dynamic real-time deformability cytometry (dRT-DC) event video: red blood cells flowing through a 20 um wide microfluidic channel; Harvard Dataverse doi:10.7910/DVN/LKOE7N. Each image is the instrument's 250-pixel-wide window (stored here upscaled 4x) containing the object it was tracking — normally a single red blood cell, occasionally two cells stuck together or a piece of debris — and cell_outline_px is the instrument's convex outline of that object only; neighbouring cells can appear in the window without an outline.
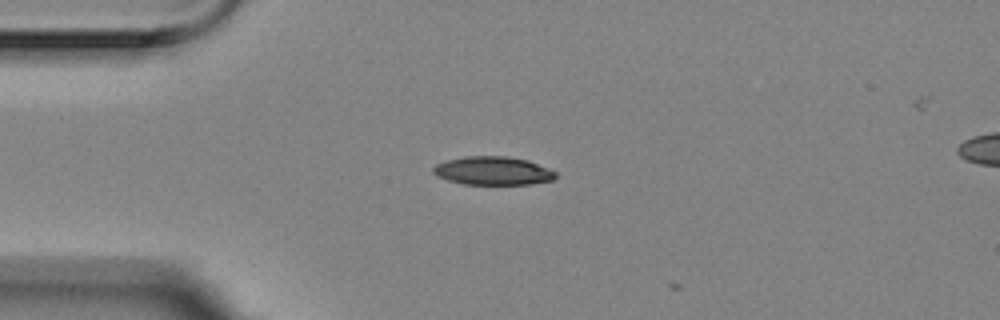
{"species": "Egyptian fruit bat (a non-hibernating species)", "species_latin": "Rousettus aegyptiacus", "temperature_condition": "room temperature", "stored_images_in_passage": 3, "camera_frame_rate_fps": 3000, "um_per_image_px": 0.085, "animal": {"sex": "female"}, "frame": {"image": 1, "passage_image": 1, "time_ms": 0.0, "image_size_px": [1000, 320], "cell_outline_px": [[556, 176], [552, 180], [532, 184], [464, 184], [448, 180], [436, 176], [432, 172], [432, 168], [436, 164], [444, 160], [464, 156], [508, 156], [528, 160], [548, 168], [556, 172]], "centroid_in_image_um": [41.86, 14.51], "position_along_channel_um": 43.1, "area_um2": 20.4}}